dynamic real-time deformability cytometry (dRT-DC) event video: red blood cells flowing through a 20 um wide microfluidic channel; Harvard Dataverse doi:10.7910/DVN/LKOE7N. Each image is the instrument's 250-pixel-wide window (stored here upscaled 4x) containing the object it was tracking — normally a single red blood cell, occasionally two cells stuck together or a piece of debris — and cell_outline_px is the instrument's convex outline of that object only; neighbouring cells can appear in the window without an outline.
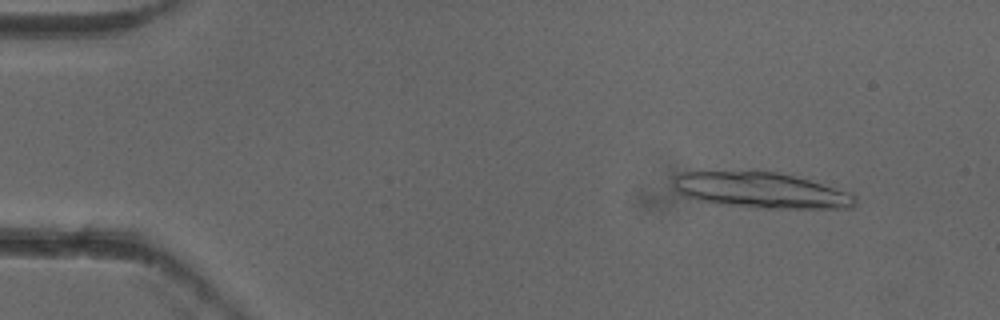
{"species": "common noctule bat (a hibernating species)", "species_latin": "Nyctalus noctula", "temperature_condition": "cold", "stored_images_in_passage": 6, "camera_frame_rate_fps": 3000, "um_per_image_px": 0.085, "animal": {"sex": "female"}, "frame": {"image": 1, "passage_image": 2, "time_ms": 0.333, "image_size_px": [1000, 320], "cell_outline_px": [[856, 204], [852, 208], [764, 208], [728, 204], [700, 200], [684, 196], [676, 188], [676, 176], [684, 172], [776, 172], [796, 176], [852, 192], [856, 196]], "centroid_in_image_um": [64.82, 16.18], "position_along_channel_um": 20.2, "area_um2": 37.05}}